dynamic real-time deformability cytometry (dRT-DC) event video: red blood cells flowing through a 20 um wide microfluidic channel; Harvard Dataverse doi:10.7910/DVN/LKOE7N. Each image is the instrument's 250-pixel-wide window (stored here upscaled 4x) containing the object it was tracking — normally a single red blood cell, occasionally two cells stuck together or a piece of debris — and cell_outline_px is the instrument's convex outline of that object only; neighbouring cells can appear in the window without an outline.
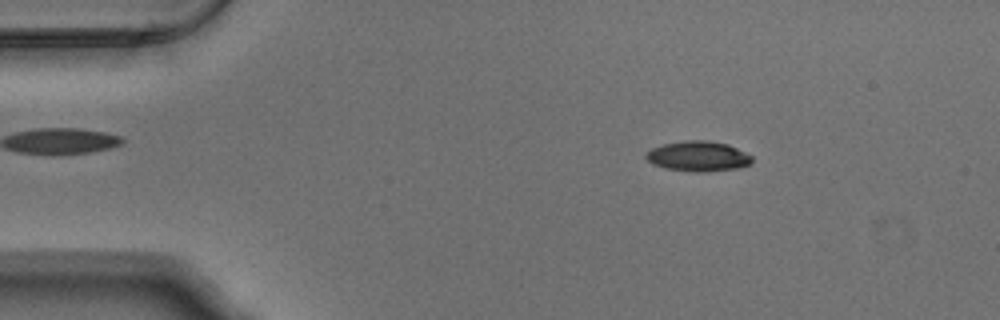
{"species": "Egyptian fruit bat (a non-hibernating species)", "species_latin": "Rousettus aegyptiacus", "temperature_condition": "warm", "stored_images_in_passage": 53, "camera_frame_rate_fps": 3000, "um_per_image_px": 0.085, "animal": {"sex": "male"}, "frame": {"image": 1, "passage_image": 8, "time_ms": 2.333, "image_size_px": [1000, 320], "cell_outline_px": [[752, 164], [736, 168], [704, 172], [696, 172], [664, 168], [652, 164], [644, 156], [652, 148], [664, 144], [684, 140], [708, 140], [728, 144], [752, 156]], "centroid_in_image_um": [59.34, 13.28], "position_along_channel_um": 25.7, "area_um2": 18.61}}
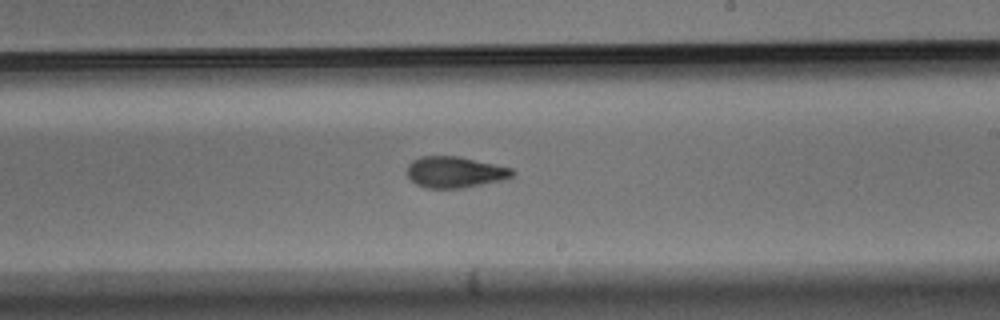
{"frame": {"image": 2, "passage_image": 31, "time_ms": 10.0, "image_size_px": [1000, 320], "cell_outline_px": [[516, 172], [512, 176], [504, 180], [460, 188], [428, 188], [416, 184], [404, 172], [408, 164], [412, 160], [420, 156], [460, 156], [512, 168]], "centroid_in_image_um": [38.65, 14.62], "position_along_channel_um": 250.4, "area_um2": 19.31}}
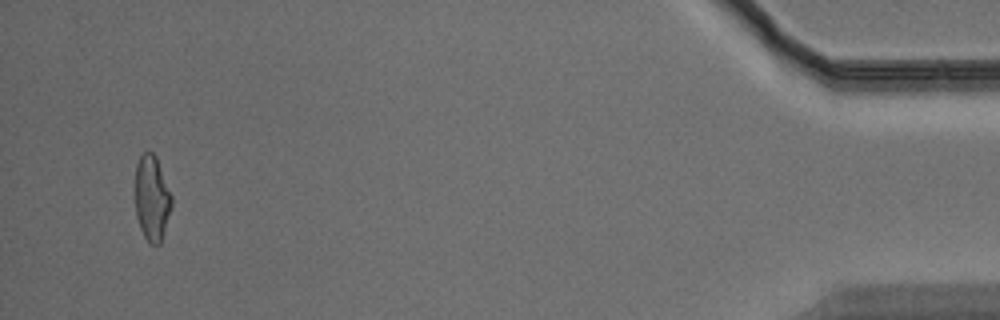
{"frame": {"image": 3, "passage_image": 51, "time_ms": 16.667, "image_size_px": [1000, 320], "cell_outline_px": [[172, 204], [160, 244], [148, 244], [140, 228], [136, 216], [136, 164], [140, 156], [144, 152], [152, 152], [156, 156], [172, 196]], "centroid_in_image_um": [12.91, 16.85], "position_along_channel_um": 422.3, "area_um2": 17.98}, "authors_computed_cell_mechanics": {"area_um2": 18.785, "velocity_mm_per_s": 3.7788, "shape_relaxation_time_tau1_ms": 10.0793, "shape_relaxation_time_tau2_ms": 2.7105, "deformation_change_tau1": 0.2639, "deformation_change_tau2": 0.1052}}